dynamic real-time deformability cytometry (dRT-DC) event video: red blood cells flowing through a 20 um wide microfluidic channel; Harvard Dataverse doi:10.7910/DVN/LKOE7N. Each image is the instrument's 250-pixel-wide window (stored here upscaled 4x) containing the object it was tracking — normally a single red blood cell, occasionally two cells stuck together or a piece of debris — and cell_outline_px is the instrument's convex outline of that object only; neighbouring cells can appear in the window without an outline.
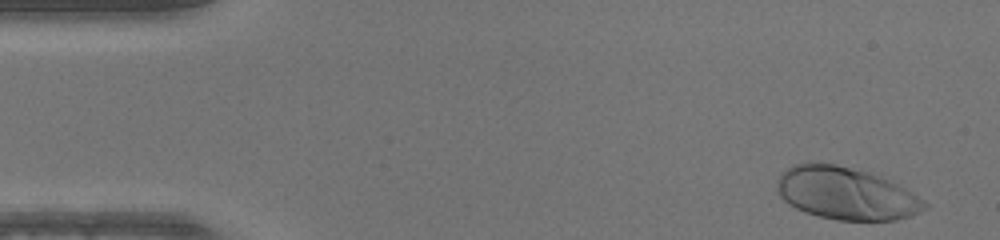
{"species": "human", "species_latin": "Homo sapiens", "temperature_condition": "warm", "stored_images_in_passage": 48, "camera_frame_rate_fps": 3000, "um_per_image_px": 0.085, "donor": {"sex": "male"}, "frame": {"image": 1, "passage_image": 2, "time_ms": 0.333, "image_size_px": [1000, 240], "cell_outline_px": [[928, 208], [912, 216], [896, 220], [840, 220], [820, 216], [804, 212], [788, 204], [780, 196], [776, 188], [776, 180], [788, 168], [796, 164], [836, 164], [864, 172], [888, 180], [904, 188], [924, 200], [928, 204]], "centroid_in_image_um": [71.91, 16.47], "position_along_channel_um": 13.1, "area_um2": 44.39}}
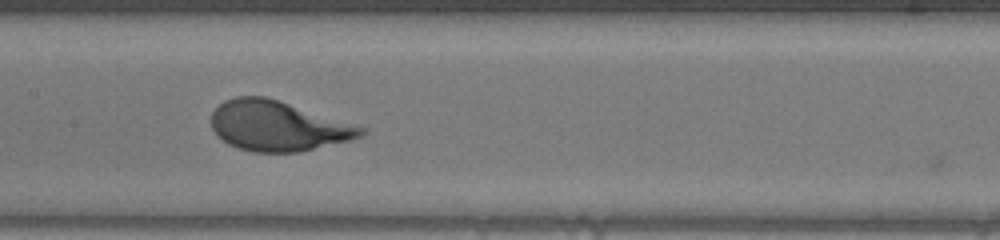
{"frame": {"image": 2, "passage_image": 23, "time_ms": 7.333, "image_size_px": [1000, 240], "cell_outline_px": [[368, 132], [364, 136], [348, 140], [296, 152], [252, 152], [236, 148], [228, 144], [216, 136], [212, 128], [212, 112], [224, 100], [236, 96], [264, 96], [368, 128]], "centroid_in_image_um": [23.6, 10.71], "position_along_channel_um": 183.8, "area_um2": 43.47}}
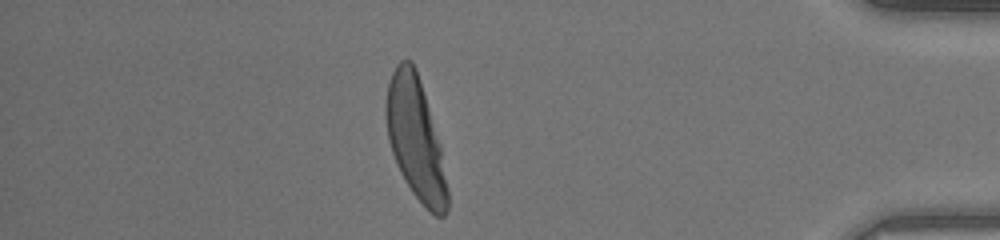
{"frame": {"image": 3, "passage_image": 42, "time_ms": 13.667, "image_size_px": [1000, 240], "cell_outline_px": [[448, 208], [444, 216], [436, 216], [412, 192], [400, 172], [396, 164], [388, 140], [384, 116], [384, 104], [388, 84], [392, 72], [396, 64], [400, 60], [412, 60], [416, 68], [440, 148], [448, 188]], "centroid_in_image_um": [35.27, 11.75], "position_along_channel_um": 399.9, "area_um2": 42.89}}